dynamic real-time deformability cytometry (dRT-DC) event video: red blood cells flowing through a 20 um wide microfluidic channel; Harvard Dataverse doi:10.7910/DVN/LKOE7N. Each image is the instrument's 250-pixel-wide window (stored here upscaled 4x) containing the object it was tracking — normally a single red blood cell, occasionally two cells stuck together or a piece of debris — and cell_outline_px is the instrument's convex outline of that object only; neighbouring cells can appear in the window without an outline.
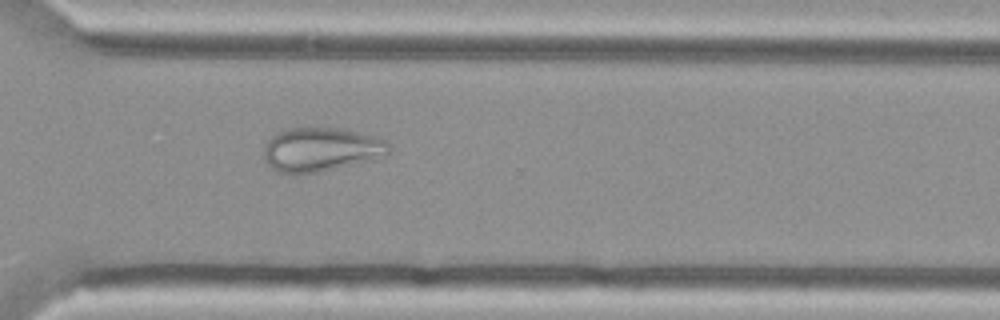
{"species": "Egyptian fruit bat (a non-hibernating species)", "species_latin": "Rousettus aegyptiacus", "temperature_condition": "cold", "stored_images_in_passage": 55, "camera_frame_rate_fps": 3000, "um_per_image_px": 0.085, "animal": {"sex": "female"}, "frame": {"image": 1, "passage_image": 40, "time_ms": 13.0, "image_size_px": [1000, 320], "cell_outline_px": [[388, 156], [320, 172], [280, 172], [272, 168], [268, 164], [264, 156], [264, 144], [276, 132], [284, 128], [304, 124], [340, 128], [372, 136], [384, 140], [388, 144]], "centroid_in_image_um": [27.24, 12.64], "position_along_channel_um": 343.4, "area_um2": 32.48}}